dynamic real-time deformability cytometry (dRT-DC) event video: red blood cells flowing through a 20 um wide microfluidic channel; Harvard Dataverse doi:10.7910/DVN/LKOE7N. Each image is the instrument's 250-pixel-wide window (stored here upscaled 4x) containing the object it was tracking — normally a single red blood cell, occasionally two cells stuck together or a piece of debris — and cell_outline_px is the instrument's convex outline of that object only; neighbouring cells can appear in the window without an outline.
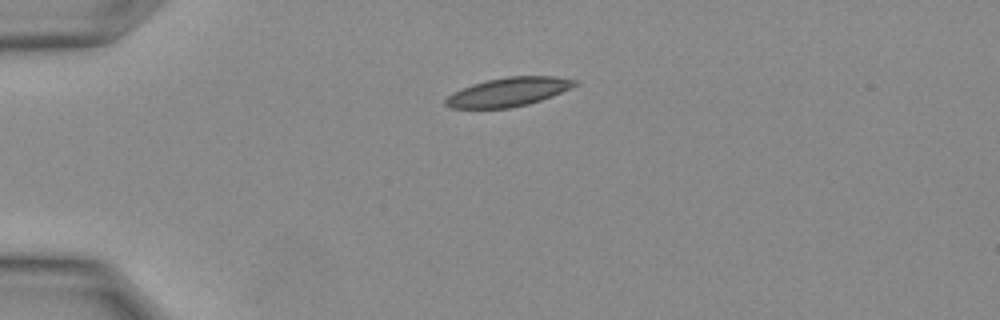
{"species": "Egyptian fruit bat (a non-hibernating species)", "species_latin": "Rousettus aegyptiacus", "temperature_condition": "warm", "stored_images_in_passage": 22, "camera_frame_rate_fps": 3000, "um_per_image_px": 0.085, "animal": {"sex": "female"}, "frame": {"image": 1, "passage_image": 1, "time_ms": 0.0, "image_size_px": [1000, 320], "cell_outline_px": [[580, 84], [572, 88], [552, 96], [528, 104], [508, 108], [452, 108], [444, 104], [444, 100], [448, 96], [464, 88], [488, 80], [508, 76], [556, 76], [580, 80]], "centroid_in_image_um": [43.31, 7.81], "position_along_channel_um": 41.7, "area_um2": 21.56}}
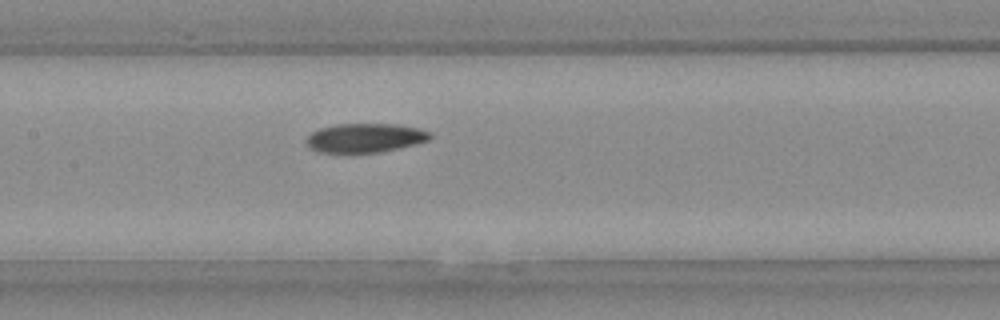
{"frame": {"image": 2, "passage_image": 8, "time_ms": 2.333, "image_size_px": [1000, 320], "cell_outline_px": [[432, 136], [428, 140], [380, 152], [320, 152], [312, 148], [308, 144], [308, 136], [312, 132], [320, 128], [336, 124], [396, 124], [420, 128], [432, 132]], "centroid_in_image_um": [31.07, 11.7], "position_along_channel_um": 176.3, "area_um2": 20.58}}
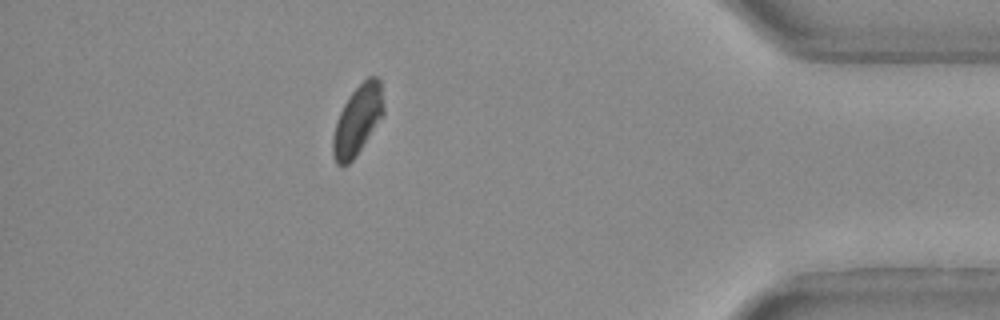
{"frame": {"image": 3, "passage_image": 19, "time_ms": 6.0, "image_size_px": [1000, 320], "cell_outline_px": [[384, 112], [352, 160], [348, 164], [340, 168], [336, 164], [332, 156], [332, 136], [336, 120], [348, 96], [368, 76], [376, 76], [380, 80], [384, 108]], "centroid_in_image_um": [30.34, 10.22], "position_along_channel_um": 404.9, "area_um2": 20.29}}